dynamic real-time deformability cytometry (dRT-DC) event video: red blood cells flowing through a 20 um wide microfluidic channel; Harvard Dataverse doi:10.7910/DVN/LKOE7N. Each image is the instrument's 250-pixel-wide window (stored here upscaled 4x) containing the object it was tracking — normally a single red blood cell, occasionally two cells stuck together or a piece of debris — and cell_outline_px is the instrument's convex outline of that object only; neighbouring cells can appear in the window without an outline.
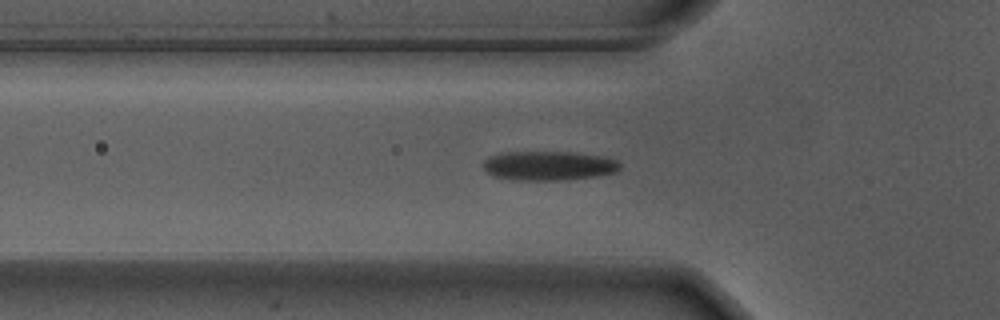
{"species": "Egyptian fruit bat (a non-hibernating species)", "species_latin": "Rousettus aegyptiacus", "temperature_condition": "warm", "stored_images_in_passage": 30, "camera_frame_rate_fps": 3000, "um_per_image_px": 0.085, "animal": {"sex": "male"}, "frame": {"image": 1, "passage_image": 3, "time_ms": 0.667, "image_size_px": [1000, 320], "cell_outline_px": [[620, 168], [616, 172], [600, 176], [560, 180], [516, 180], [496, 176], [484, 172], [480, 164], [488, 156], [504, 152], [572, 152], [600, 156], [616, 160], [620, 164]], "centroid_in_image_um": [46.58, 14.09], "position_along_channel_um": 79.2, "area_um2": 23.52}}
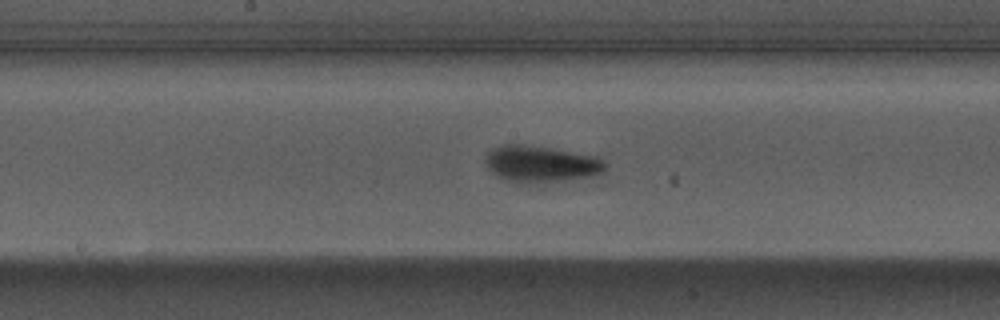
{"frame": {"image": 2, "passage_image": 13, "time_ms": 4.0, "image_size_px": [1000, 320], "cell_outline_px": [[608, 168], [604, 172], [592, 176], [564, 180], [520, 184], [496, 176], [488, 168], [484, 160], [484, 156], [492, 148], [500, 144], [524, 144], [600, 156], [608, 164]], "centroid_in_image_um": [46.0, 13.92], "position_along_channel_um": 202.2, "area_um2": 25.95}}
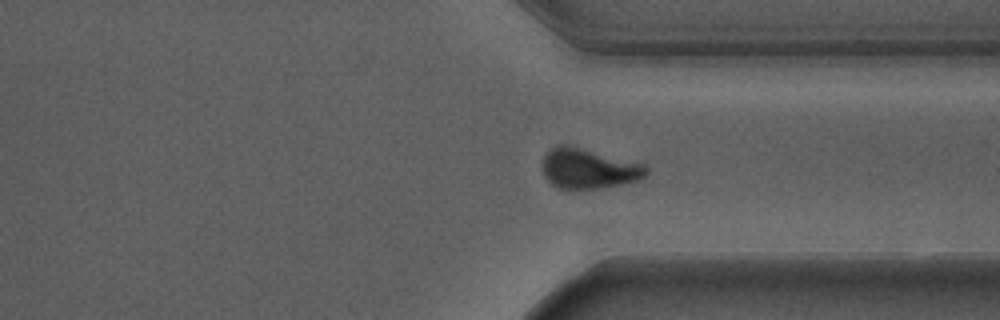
{"frame": {"image": 3, "passage_image": 26, "time_ms": 8.333, "image_size_px": [1000, 320], "cell_outline_px": [[648, 172], [640, 180], [604, 188], [556, 188], [544, 176], [544, 156], [556, 144], [568, 144], [644, 164], [648, 168]], "centroid_in_image_um": [50.05, 14.32], "position_along_channel_um": 361.3, "area_um2": 24.16}}